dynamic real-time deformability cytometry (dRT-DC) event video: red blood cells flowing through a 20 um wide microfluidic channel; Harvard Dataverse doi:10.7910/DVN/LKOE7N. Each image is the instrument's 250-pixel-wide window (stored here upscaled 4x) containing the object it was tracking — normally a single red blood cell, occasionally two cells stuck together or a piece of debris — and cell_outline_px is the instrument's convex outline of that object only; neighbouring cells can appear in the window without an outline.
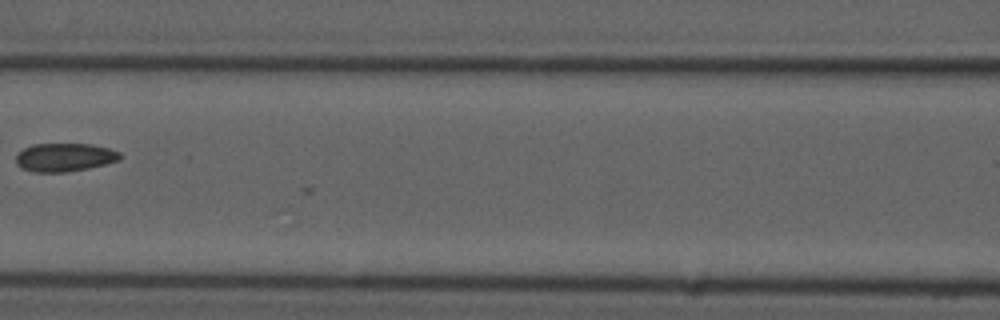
{"species": "common noctule bat (a hibernating species)", "species_latin": "Nyctalus noctula", "temperature_condition": "cold", "stored_images_in_passage": 4, "camera_frame_rate_fps": 3000, "um_per_image_px": 0.085, "animal": {"sex": "male", "forearm_length_mm": 52.5}, "frame": {"image": 1, "passage_image": 4, "time_ms": 1.0, "image_size_px": [1000, 320], "cell_outline_px": [[124, 156], [120, 160], [88, 168], [64, 172], [32, 172], [20, 168], [16, 164], [16, 156], [24, 148], [32, 144], [88, 144], [108, 148], [120, 152]], "centroid_in_image_um": [5.48, 13.37], "position_along_channel_um": 161.1, "area_um2": 17.22}}